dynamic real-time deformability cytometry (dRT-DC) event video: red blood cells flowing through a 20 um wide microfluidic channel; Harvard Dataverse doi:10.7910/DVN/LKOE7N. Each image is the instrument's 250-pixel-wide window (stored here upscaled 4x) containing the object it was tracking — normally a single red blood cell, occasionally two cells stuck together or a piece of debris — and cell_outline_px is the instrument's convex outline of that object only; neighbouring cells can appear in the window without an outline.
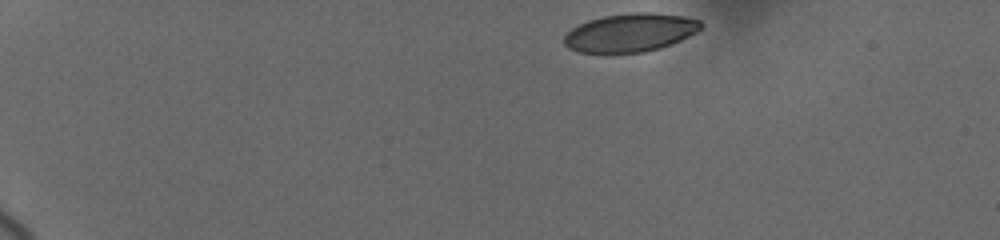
{"species": "human", "species_latin": "Homo sapiens", "temperature_condition": "cold", "stored_images_in_passage": 10, "camera_frame_rate_fps": 3000, "um_per_image_px": 0.085, "donor": {"sex": "female"}, "frame": {"image": 1, "passage_image": 1, "time_ms": 0.0, "image_size_px": [1000, 240], "cell_outline_px": [[704, 24], [696, 32], [672, 44], [660, 48], [644, 52], [580, 52], [568, 48], [564, 44], [564, 36], [572, 28], [588, 20], [604, 16], [632, 12], [652, 12], [680, 16], [700, 20]], "centroid_in_image_um": [53.57, 2.76], "position_along_channel_um": 31.4, "area_um2": 30.35}}
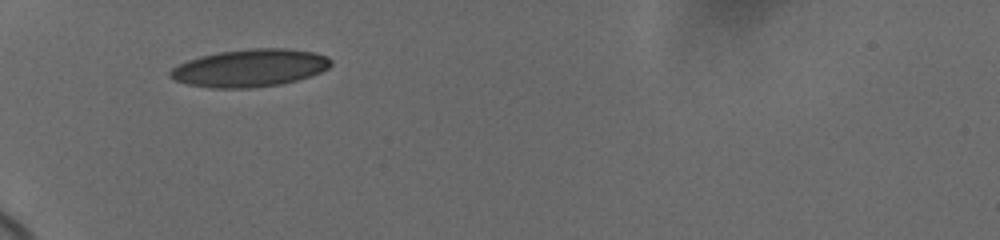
{"frame": {"image": 2, "passage_image": 6, "time_ms": 3.333, "image_size_px": [1000, 240], "cell_outline_px": [[332, 64], [328, 68], [320, 72], [296, 80], [280, 84], [252, 88], [212, 88], [188, 84], [176, 80], [168, 76], [168, 72], [172, 68], [188, 60], [200, 56], [220, 52], [252, 48], [284, 48], [312, 52], [328, 56], [332, 60]], "centroid_in_image_um": [21.24, 5.78], "position_along_channel_um": 63.8, "area_um2": 35.03}}
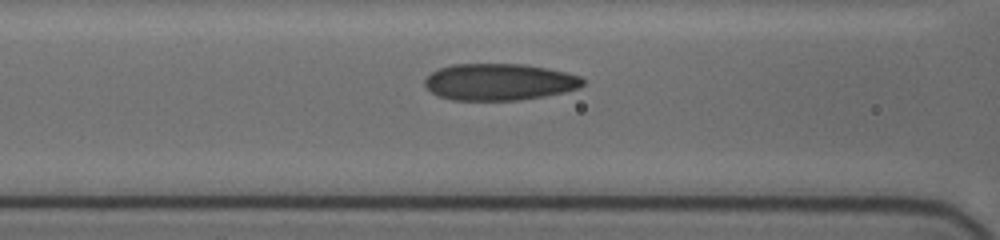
{"frame": {"image": 3, "passage_image": 9, "time_ms": 5.333, "image_size_px": [1000, 240], "cell_outline_px": [[584, 84], [580, 88], [544, 96], [516, 100], [452, 100], [440, 96], [432, 92], [424, 84], [424, 80], [432, 72], [440, 68], [452, 64], [524, 64], [548, 68], [580, 76], [584, 80]], "centroid_in_image_um": [42.44, 6.96], "position_along_channel_um": 124.2, "area_um2": 33.7}}